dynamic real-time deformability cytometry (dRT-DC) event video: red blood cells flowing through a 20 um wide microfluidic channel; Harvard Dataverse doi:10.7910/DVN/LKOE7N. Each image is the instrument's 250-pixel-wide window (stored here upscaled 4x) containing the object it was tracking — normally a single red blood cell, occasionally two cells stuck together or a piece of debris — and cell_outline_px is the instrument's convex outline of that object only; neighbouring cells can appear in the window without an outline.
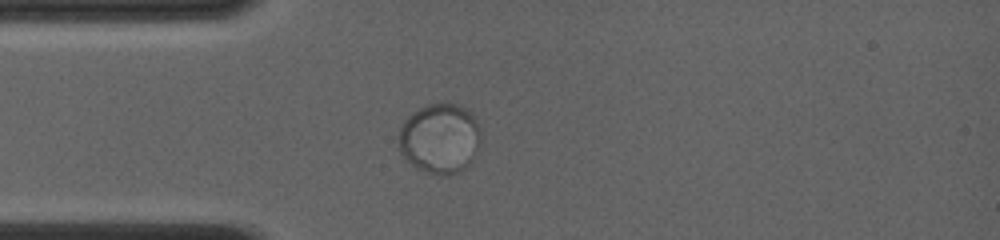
{"species": "common noctule bat (a hibernating species)", "species_latin": "Nyctalus noctula", "temperature_condition": "room temperature", "stored_images_in_passage": 9, "camera_frame_rate_fps": 4000, "um_per_image_px": 0.085, "animal": {"sex": "female", "body_mass_g": 19.0, "forearm_length_mm": 56.7}, "frame": {"image": 1, "passage_image": 6, "time_ms": 3.0, "image_size_px": [1000, 240], "cell_outline_px": [[480, 144], [476, 156], [472, 164], [460, 172], [448, 176], [440, 176], [416, 168], [400, 152], [400, 128], [408, 116], [420, 108], [428, 104], [460, 104], [468, 108], [476, 116], [480, 124]], "centroid_in_image_um": [37.47, 11.78], "position_along_channel_um": 47.5, "area_um2": 34.1}}
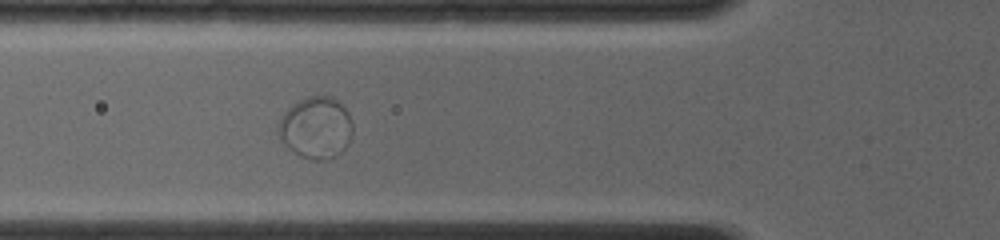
{"frame": {"image": 2, "passage_image": 9, "time_ms": 4.5, "image_size_px": [1000, 240], "cell_outline_px": [[352, 132], [348, 144], [336, 156], [320, 160], [312, 160], [300, 156], [288, 148], [280, 140], [276, 128], [280, 120], [288, 108], [300, 100], [308, 96], [332, 96], [340, 100], [348, 112], [352, 120]], "centroid_in_image_um": [26.86, 10.84], "position_along_channel_um": 98.9, "area_um2": 26.93}}